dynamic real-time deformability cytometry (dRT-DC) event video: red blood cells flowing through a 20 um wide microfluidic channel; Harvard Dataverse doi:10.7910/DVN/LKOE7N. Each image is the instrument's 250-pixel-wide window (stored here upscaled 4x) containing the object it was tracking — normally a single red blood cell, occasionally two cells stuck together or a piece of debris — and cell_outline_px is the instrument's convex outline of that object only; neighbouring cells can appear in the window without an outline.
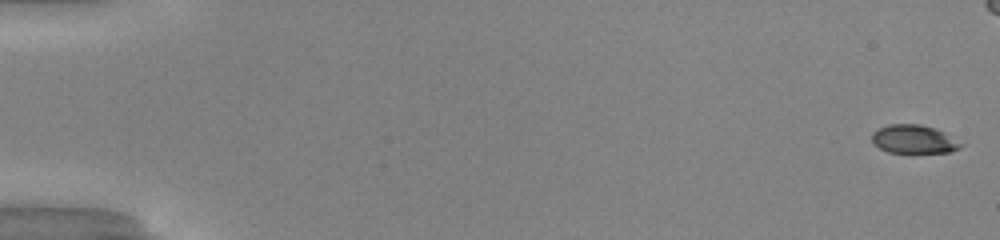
{"species": "common noctule bat (a hibernating species)", "species_latin": "Nyctalus noctula", "temperature_condition": "warm", "stored_images_in_passage": 52, "camera_frame_rate_fps": 3000, "um_per_image_px": 0.085, "animal": {"sex": "male", "body_mass_g": 20.0, "forearm_length_mm": 53.3}, "frame": {"image": 1, "passage_image": 1, "time_ms": 0.0, "image_size_px": [1000, 240], "cell_outline_px": [[964, 144], [960, 148], [948, 152], [912, 156], [908, 156], [888, 152], [872, 144], [872, 132], [888, 124], [920, 124], [944, 132]], "centroid_in_image_um": [77.66, 11.9], "position_along_channel_um": 7.3, "area_um2": 15.55}}
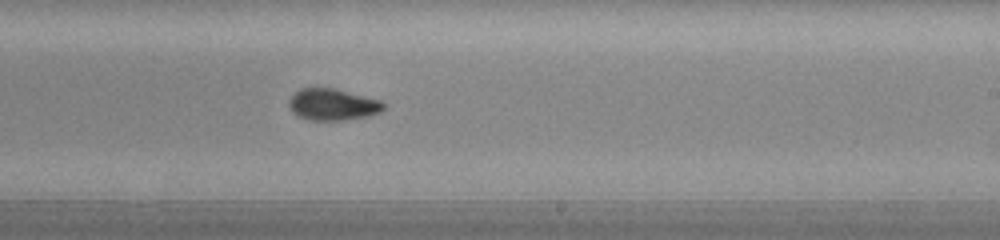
{"frame": {"image": 2, "passage_image": 32, "time_ms": 10.333, "image_size_px": [1000, 240], "cell_outline_px": [[388, 104], [380, 112], [368, 116], [344, 120], [308, 120], [296, 116], [292, 112], [288, 104], [288, 100], [300, 88], [332, 88], [380, 100]], "centroid_in_image_um": [28.27, 8.9], "position_along_channel_um": 260.7, "area_um2": 17.46}}
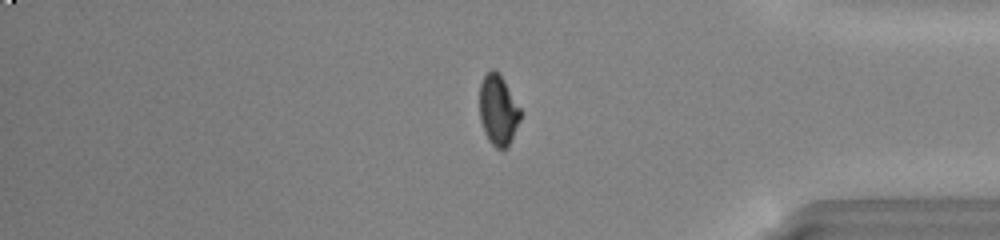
{"frame": {"image": 3, "passage_image": 43, "time_ms": 14.0, "image_size_px": [1000, 240], "cell_outline_px": [[520, 120], [508, 148], [496, 148], [488, 140], [484, 132], [480, 120], [480, 84], [484, 76], [492, 68], [500, 72], [520, 108]], "centroid_in_image_um": [42.34, 9.35], "position_along_channel_um": 392.9, "area_um2": 16.82}, "authors_computed_cell_mechanics": {"area_um2": 17.2244, "velocity_mm_per_s": 4.1391, "shape_relaxation_time_tau1_ms": 5.2035, "shape_relaxation_time_tau2_ms": 1.2885, "deformation_change_tau1": 0.2146, "deformation_change_tau2": 0.0497}}